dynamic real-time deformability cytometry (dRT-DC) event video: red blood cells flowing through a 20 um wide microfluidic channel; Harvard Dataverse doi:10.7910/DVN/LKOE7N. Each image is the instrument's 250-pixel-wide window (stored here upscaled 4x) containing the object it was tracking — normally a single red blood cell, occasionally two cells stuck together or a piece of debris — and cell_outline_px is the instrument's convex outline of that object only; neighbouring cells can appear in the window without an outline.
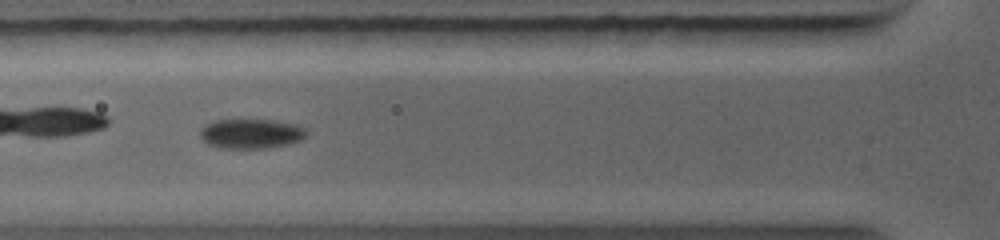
{"species": "common noctule bat (a hibernating species)", "species_latin": "Nyctalus noctula", "temperature_condition": "warm", "stored_images_in_passage": 28, "camera_frame_rate_fps": 5000, "um_per_image_px": 0.085, "animal": {"sex": "female", "body_mass_g": 19.0, "forearm_length_mm": 56.7}, "frame": {"image": 1, "passage_image": 5, "time_ms": 1.4, "image_size_px": [1000, 240], "cell_outline_px": [[308, 132], [300, 140], [288, 144], [264, 148], [224, 148], [208, 144], [200, 136], [200, 128], [204, 124], [212, 120], [272, 120], [296, 124], [304, 128]], "centroid_in_image_um": [21.31, 11.35], "position_along_channel_um": 104.5, "area_um2": 18.32}}
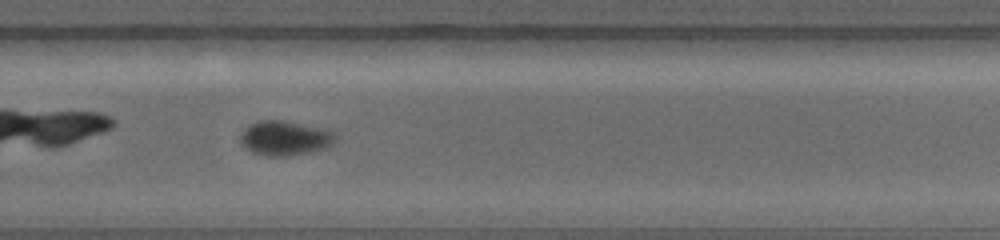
{"frame": {"image": 2, "passage_image": 16, "time_ms": 5.6, "image_size_px": [1000, 240], "cell_outline_px": [[336, 140], [328, 148], [312, 152], [288, 156], [272, 156], [252, 152], [244, 148], [240, 140], [240, 132], [248, 124], [256, 120], [284, 120], [320, 128], [336, 132]], "centroid_in_image_um": [24.2, 11.73], "position_along_channel_um": 305.6, "area_um2": 19.48}}